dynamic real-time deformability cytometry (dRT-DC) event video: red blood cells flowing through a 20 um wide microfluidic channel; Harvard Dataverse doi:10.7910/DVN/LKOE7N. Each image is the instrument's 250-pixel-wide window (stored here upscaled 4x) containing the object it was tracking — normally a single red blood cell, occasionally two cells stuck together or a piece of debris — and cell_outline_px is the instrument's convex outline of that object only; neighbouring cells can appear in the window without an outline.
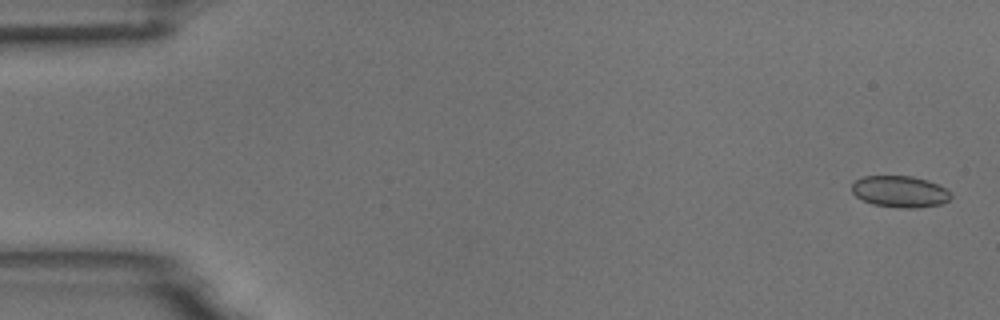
{"species": "common noctule bat (a hibernating species)", "species_latin": "Nyctalus noctula", "temperature_condition": "room temperature", "stored_images_in_passage": 55, "camera_frame_rate_fps": 3000, "um_per_image_px": 0.085, "animal": {"sex": "male", "body_mass_g": 18.8}, "frame": {"image": 1, "passage_image": 2, "time_ms": 0.333, "image_size_px": [1000, 320], "cell_outline_px": [[952, 196], [948, 200], [940, 204], [916, 208], [900, 208], [872, 204], [856, 196], [852, 192], [852, 184], [856, 180], [864, 176], [912, 176], [928, 180], [944, 188]], "centroid_in_image_um": [76.47, 16.28], "position_along_channel_um": 8.5, "area_um2": 18.03}}
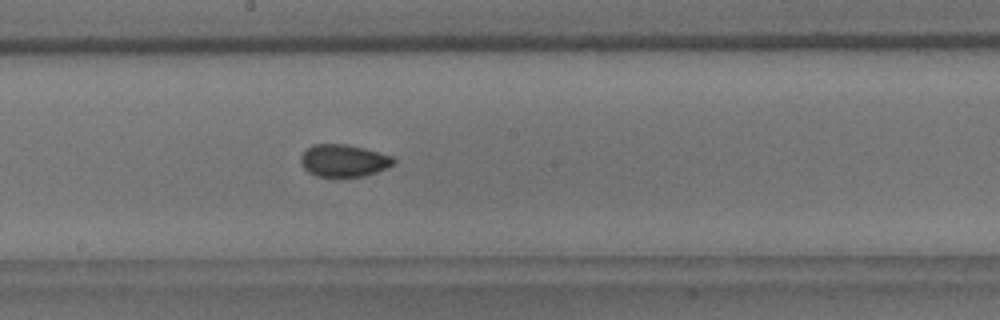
{"frame": {"image": 2, "passage_image": 30, "time_ms": 9.667, "image_size_px": [1000, 320], "cell_outline_px": [[396, 160], [388, 168], [364, 176], [336, 180], [316, 176], [308, 172], [304, 168], [300, 160], [300, 156], [312, 144], [348, 144], [364, 148], [392, 156]], "centroid_in_image_um": [29.19, 13.7], "position_along_channel_um": 219.0, "area_um2": 18.09}}
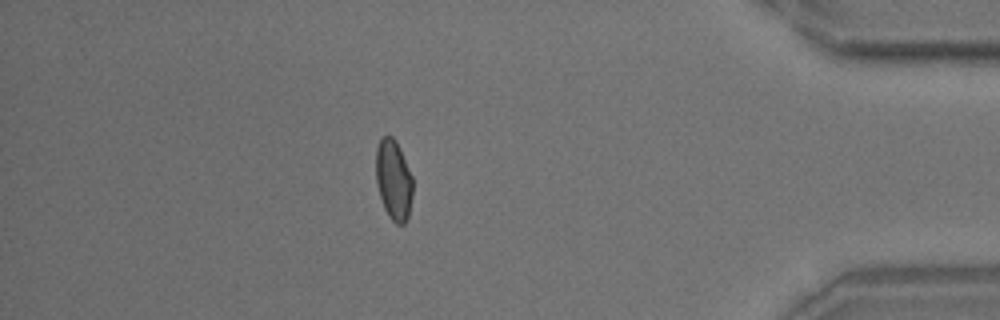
{"frame": {"image": 3, "passage_image": 48, "time_ms": 15.667, "image_size_px": [1000, 320], "cell_outline_px": [[412, 196], [408, 216], [404, 224], [396, 224], [388, 216], [384, 208], [380, 196], [376, 180], [376, 148], [380, 136], [392, 136], [396, 140], [400, 148], [412, 176]], "centroid_in_image_um": [33.44, 15.27], "position_along_channel_um": 401.8, "area_um2": 17.28}, "authors_computed_cell_mechanics": {"area_um2": 17.5712, "velocity_mm_per_s": 3.7183, "shape_relaxation_time_tau1_ms": 3.3077, "shape_relaxation_time_tau2_ms": null, "deformation_change_tau1": 0.0751, "deformation_change_tau2": null}}